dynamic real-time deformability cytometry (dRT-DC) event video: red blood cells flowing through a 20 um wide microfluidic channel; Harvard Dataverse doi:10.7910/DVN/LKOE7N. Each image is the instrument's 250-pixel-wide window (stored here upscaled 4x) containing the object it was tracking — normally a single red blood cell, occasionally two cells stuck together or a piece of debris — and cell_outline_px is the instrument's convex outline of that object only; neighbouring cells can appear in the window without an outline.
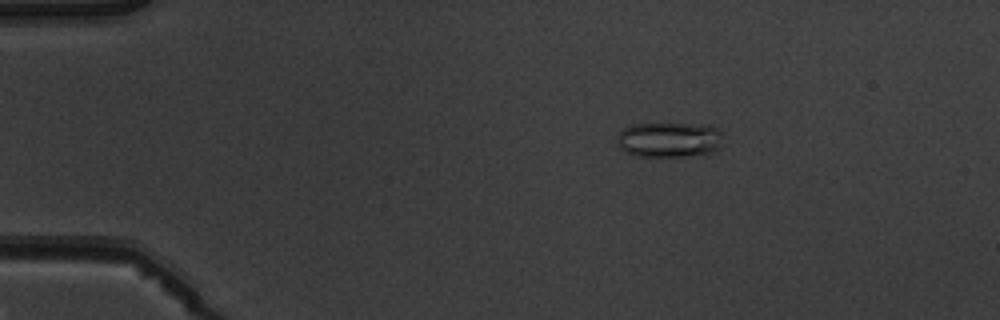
{"species": "common noctule bat (a hibernating species)", "species_latin": "Nyctalus noctula", "temperature_condition": "warm", "stored_images_in_passage": 3, "camera_frame_rate_fps": 3000, "um_per_image_px": 0.085, "animal": {"sex": "male", "body_mass_g": 19.5, "forearm_length_mm": 54.6}, "frame": {"image": 1, "passage_image": 1, "time_ms": 0.0, "image_size_px": [1000, 320], "cell_outline_px": [[720, 148], [712, 152], [680, 156], [636, 156], [624, 152], [620, 148], [616, 140], [620, 132], [624, 128], [632, 124], [708, 124], [716, 128], [720, 132]], "centroid_in_image_um": [56.84, 11.87], "position_along_channel_um": 28.2, "area_um2": 21.62}}
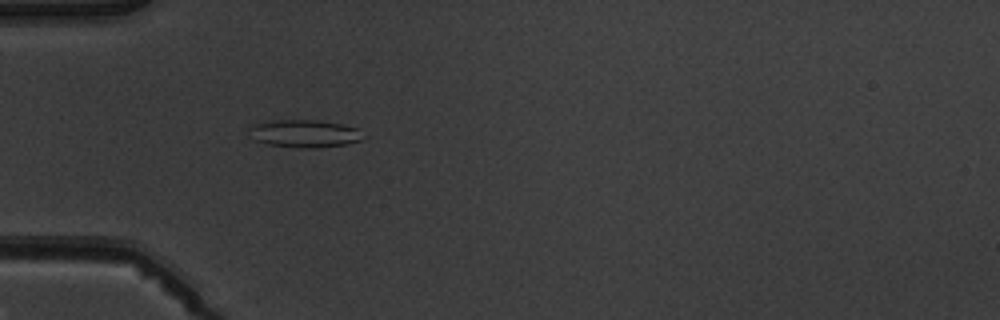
{"frame": {"image": 2, "passage_image": 3, "time_ms": 2.333, "image_size_px": [1000, 320], "cell_outline_px": [[368, 136], [360, 140], [344, 144], [316, 148], [300, 148], [268, 144], [256, 140], [248, 128], [252, 124], [280, 120], [316, 120], [340, 124], [356, 128]], "centroid_in_image_um": [25.92, 11.35], "position_along_channel_um": 59.1, "area_um2": 18.15}}